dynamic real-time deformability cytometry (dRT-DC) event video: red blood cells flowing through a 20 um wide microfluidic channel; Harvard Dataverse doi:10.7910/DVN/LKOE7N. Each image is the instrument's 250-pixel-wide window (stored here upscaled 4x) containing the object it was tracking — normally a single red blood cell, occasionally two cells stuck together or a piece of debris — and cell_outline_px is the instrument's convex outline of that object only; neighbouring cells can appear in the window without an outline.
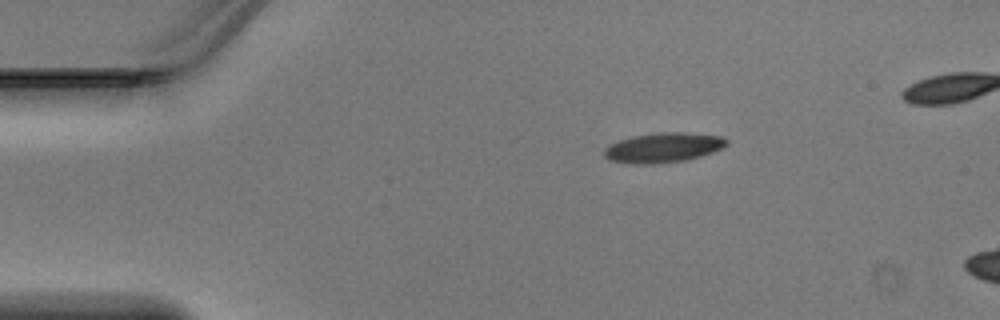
{"species": "Egyptian fruit bat (a non-hibernating species)", "species_latin": "Rousettus aegyptiacus", "temperature_condition": "warm", "stored_images_in_passage": 5, "camera_frame_rate_fps": 3000, "um_per_image_px": 0.085, "animal": {"sex": "male"}, "frame": {"image": 1, "passage_image": 1, "time_ms": 0.0, "image_size_px": [1000, 320], "cell_outline_px": [[728, 144], [712, 152], [700, 156], [684, 160], [652, 164], [632, 164], [608, 160], [604, 156], [604, 148], [620, 140], [632, 136], [660, 132], [684, 132], [720, 136], [728, 140]], "centroid_in_image_um": [56.35, 12.54], "position_along_channel_um": 28.7, "area_um2": 21.1}}